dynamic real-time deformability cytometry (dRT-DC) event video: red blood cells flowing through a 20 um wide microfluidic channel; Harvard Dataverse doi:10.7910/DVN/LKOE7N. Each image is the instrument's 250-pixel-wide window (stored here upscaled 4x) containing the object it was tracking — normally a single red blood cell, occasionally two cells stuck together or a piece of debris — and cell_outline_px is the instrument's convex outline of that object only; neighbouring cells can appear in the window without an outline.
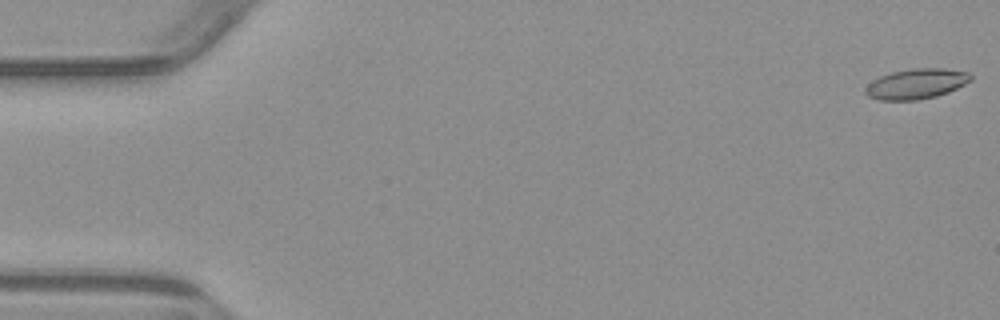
{"species": "common noctule bat (a hibernating species)", "species_latin": "Nyctalus noctula", "temperature_condition": "warm", "stored_images_in_passage": 5, "camera_frame_rate_fps": 3000, "um_per_image_px": 0.085, "animal": {"sex": "male", "body_mass_g": 23.1, "forearm_length_mm": 52.7}, "frame": {"image": 1, "passage_image": 1, "time_ms": 0.0, "image_size_px": [1000, 320], "cell_outline_px": [[972, 80], [948, 92], [936, 96], [916, 100], [880, 100], [868, 96], [864, 92], [864, 88], [872, 80], [880, 76], [892, 72], [912, 68], [944, 68], [968, 72], [972, 76]], "centroid_in_image_um": [77.87, 7.12], "position_along_channel_um": 7.1, "area_um2": 18.55}}
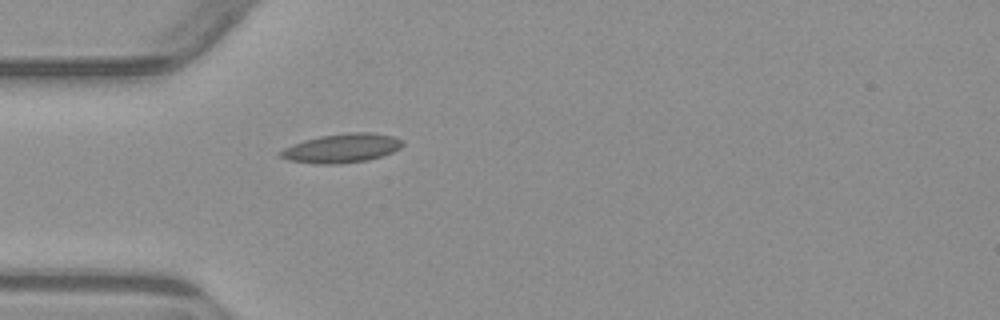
{"frame": {"image": 2, "passage_image": 5, "time_ms": 5.0, "image_size_px": [1000, 320], "cell_outline_px": [[404, 144], [400, 148], [392, 152], [368, 160], [336, 164], [316, 164], [288, 160], [280, 156], [280, 152], [284, 148], [292, 144], [304, 140], [320, 136], [348, 132], [372, 132], [392, 136], [404, 140]], "centroid_in_image_um": [29.07, 12.59], "position_along_channel_um": 55.9, "area_um2": 20.63}}